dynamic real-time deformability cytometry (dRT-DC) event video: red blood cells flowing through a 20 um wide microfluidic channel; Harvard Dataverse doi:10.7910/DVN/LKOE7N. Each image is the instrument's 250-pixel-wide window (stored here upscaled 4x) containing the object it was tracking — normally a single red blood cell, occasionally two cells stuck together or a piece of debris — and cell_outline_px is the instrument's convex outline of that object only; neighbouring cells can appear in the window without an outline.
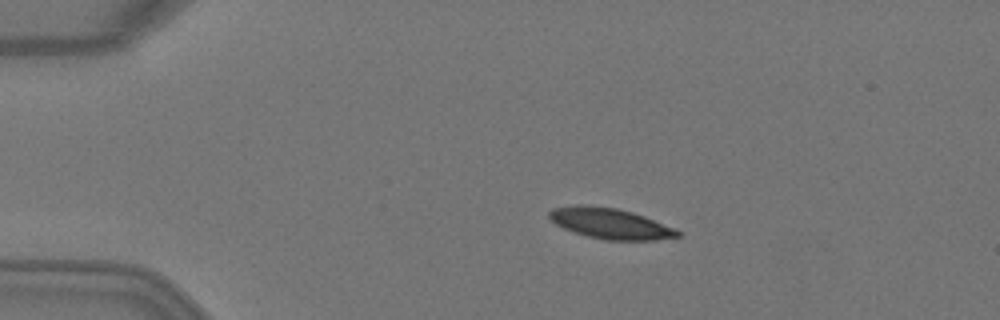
{"species": "Egyptian fruit bat (a non-hibernating species)", "species_latin": "Rousettus aegyptiacus", "temperature_condition": "warm", "stored_images_in_passage": 4, "camera_frame_rate_fps": 3000, "um_per_image_px": 0.085, "animal": {"sex": "female"}, "frame": {"image": 1, "passage_image": 2, "time_ms": 0.333, "image_size_px": [1000, 320], "cell_outline_px": [[680, 236], [652, 240], [604, 240], [572, 232], [556, 224], [548, 216], [548, 212], [552, 208], [576, 204], [588, 204], [616, 208], [632, 212], [644, 216], [676, 228], [680, 232]], "centroid_in_image_um": [51.84, 18.98], "position_along_channel_um": 33.2, "area_um2": 23.06}}
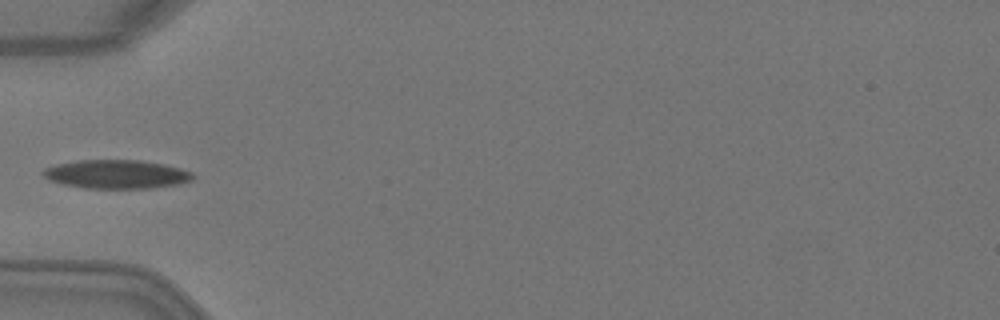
{"frame": {"image": 2, "passage_image": 4, "time_ms": 1.0, "image_size_px": [1000, 320], "cell_outline_px": [[196, 176], [192, 180], [180, 184], [148, 188], [84, 188], [60, 184], [48, 180], [40, 172], [44, 168], [56, 164], [76, 160], [140, 160], [164, 164], [180, 168], [192, 172]], "centroid_in_image_um": [9.87, 14.81], "position_along_channel_um": 75.1, "area_um2": 25.32}}